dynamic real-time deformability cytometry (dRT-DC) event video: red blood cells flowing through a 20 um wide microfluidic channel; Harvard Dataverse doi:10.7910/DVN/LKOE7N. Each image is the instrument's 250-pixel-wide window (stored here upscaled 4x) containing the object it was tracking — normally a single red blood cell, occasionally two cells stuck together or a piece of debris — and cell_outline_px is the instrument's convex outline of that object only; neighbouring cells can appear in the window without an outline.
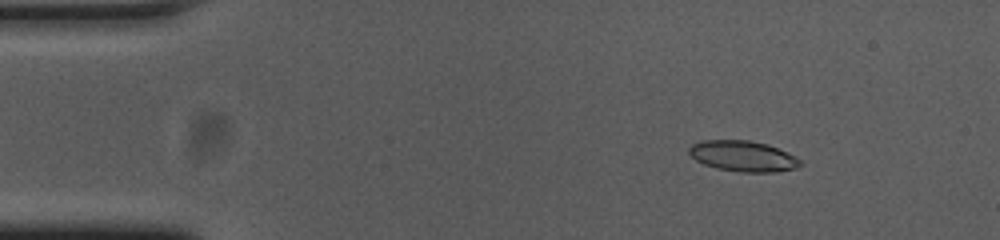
{"species": "common noctule bat (a hibernating species)", "species_latin": "Nyctalus noctula", "temperature_condition": "cold", "stored_images_in_passage": 48, "camera_frame_rate_fps": 3000, "um_per_image_px": 0.085, "animal": {"sex": "female", "body_mass_g": 23.0, "forearm_length_mm": 53.4}, "frame": {"image": 1, "passage_image": 1, "time_ms": 0.0, "image_size_px": [1000, 240], "cell_outline_px": [[804, 164], [796, 168], [776, 172], [740, 172], [716, 168], [704, 164], [696, 160], [688, 152], [688, 148], [692, 144], [704, 140], [748, 140], [768, 144], [800, 160]], "centroid_in_image_um": [63.13, 13.27], "position_along_channel_um": 21.9, "area_um2": 19.77}}
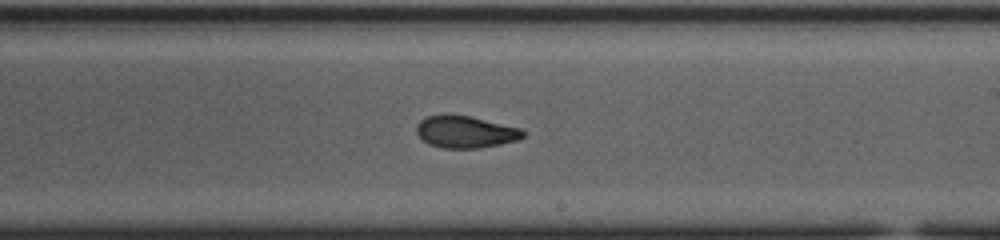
{"frame": {"image": 2, "passage_image": 25, "time_ms": 8.0, "image_size_px": [1000, 240], "cell_outline_px": [[524, 136], [520, 140], [480, 148], [440, 148], [428, 144], [416, 132], [416, 124], [420, 120], [428, 116], [444, 112], [468, 116], [520, 128], [524, 132]], "centroid_in_image_um": [39.52, 11.2], "position_along_channel_um": 249.5, "area_um2": 20.11}}
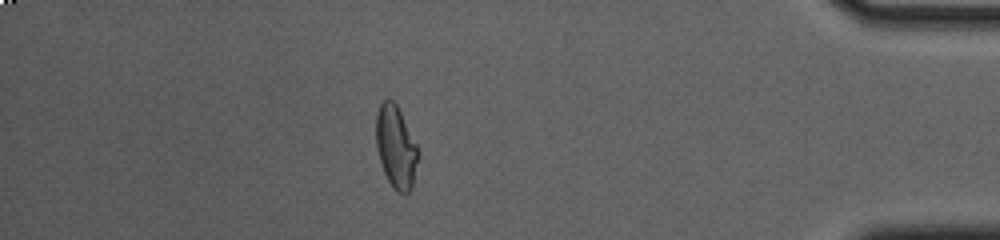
{"frame": {"image": 3, "passage_image": 41, "time_ms": 13.333, "image_size_px": [1000, 240], "cell_outline_px": [[420, 152], [412, 188], [404, 196], [396, 192], [392, 188], [384, 172], [376, 148], [376, 112], [380, 104], [384, 100], [392, 100], [396, 104]], "centroid_in_image_um": [33.66, 12.55], "position_along_channel_um": 401.5, "area_um2": 20.29}, "authors_computed_cell_mechanics": {"area_um2": 20.3456, "velocity_mm_per_s": 3.6929, "shape_relaxation_time_tau1_ms": null, "shape_relaxation_time_tau2_ms": 2.7726, "deformation_change_tau1": null, "deformation_change_tau2": 0.0772}}